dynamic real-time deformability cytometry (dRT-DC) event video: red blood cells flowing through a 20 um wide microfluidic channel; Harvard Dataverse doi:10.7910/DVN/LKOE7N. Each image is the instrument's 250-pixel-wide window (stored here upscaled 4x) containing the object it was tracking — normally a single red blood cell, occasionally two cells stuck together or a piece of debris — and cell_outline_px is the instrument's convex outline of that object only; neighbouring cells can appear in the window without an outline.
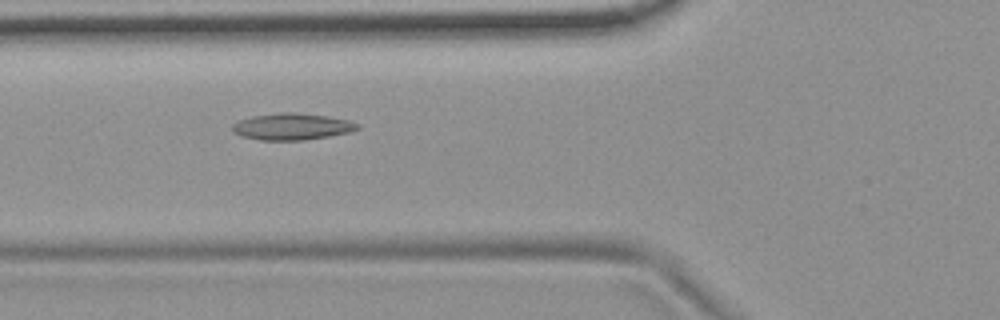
{"species": "common noctule bat (a hibernating species)", "species_latin": "Nyctalus noctula", "temperature_condition": "room temperature", "stored_images_in_passage": 7, "camera_frame_rate_fps": 3000, "um_per_image_px": 0.085, "animal": {"sex": "female", "body_mass_g": 19.9}, "frame": {"image": 1, "passage_image": 6, "time_ms": 5.667, "image_size_px": [1000, 320], "cell_outline_px": [[360, 128], [348, 132], [328, 136], [304, 140], [260, 140], [240, 136], [232, 132], [232, 124], [240, 120], [252, 116], [280, 112], [288, 112], [328, 116], [348, 120], [360, 124]], "centroid_in_image_um": [24.79, 10.76], "position_along_channel_um": 101.0, "area_um2": 19.36}}
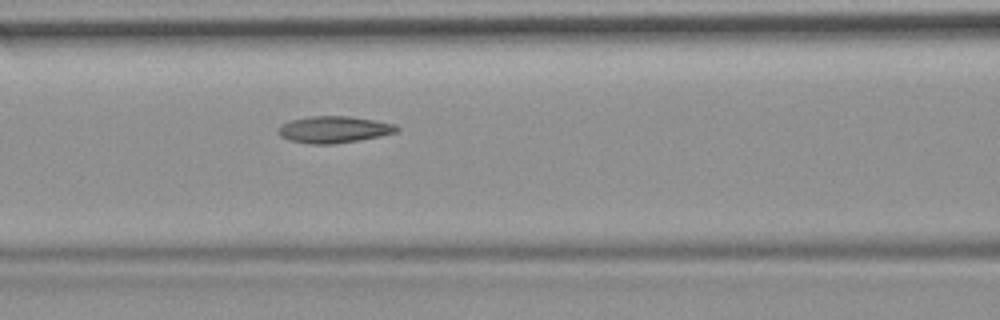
{"frame": {"image": 2, "passage_image": 7, "time_ms": 6.667, "image_size_px": [1000, 320], "cell_outline_px": [[400, 128], [396, 132], [380, 136], [332, 144], [308, 144], [288, 140], [280, 136], [280, 124], [292, 120], [312, 116], [352, 116], [376, 120], [396, 124]], "centroid_in_image_um": [28.4, 11.0], "position_along_channel_um": 138.2, "area_um2": 18.38}}